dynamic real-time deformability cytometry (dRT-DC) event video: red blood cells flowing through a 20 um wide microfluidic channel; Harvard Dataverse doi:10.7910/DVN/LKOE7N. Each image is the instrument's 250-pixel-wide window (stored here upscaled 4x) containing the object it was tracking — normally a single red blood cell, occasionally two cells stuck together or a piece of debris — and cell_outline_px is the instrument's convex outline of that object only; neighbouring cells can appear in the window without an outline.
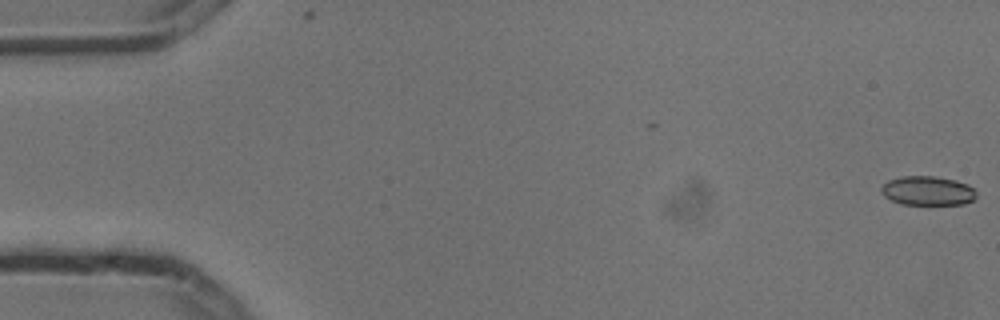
{"species": "common noctule bat (a hibernating species)", "species_latin": "Nyctalus noctula", "temperature_condition": "cold", "stored_images_in_passage": 8, "camera_frame_rate_fps": 3000, "um_per_image_px": 0.085, "animal": {"sex": "male", "body_mass_g": 13.3}, "frame": {"image": 1, "passage_image": 1, "time_ms": 0.0, "image_size_px": [1000, 320], "cell_outline_px": [[976, 200], [964, 204], [900, 204], [884, 196], [880, 192], [880, 188], [888, 180], [900, 176], [932, 176], [956, 180], [968, 184], [976, 192]], "centroid_in_image_um": [78.85, 16.21], "position_along_channel_um": 6.1, "area_um2": 16.3}}
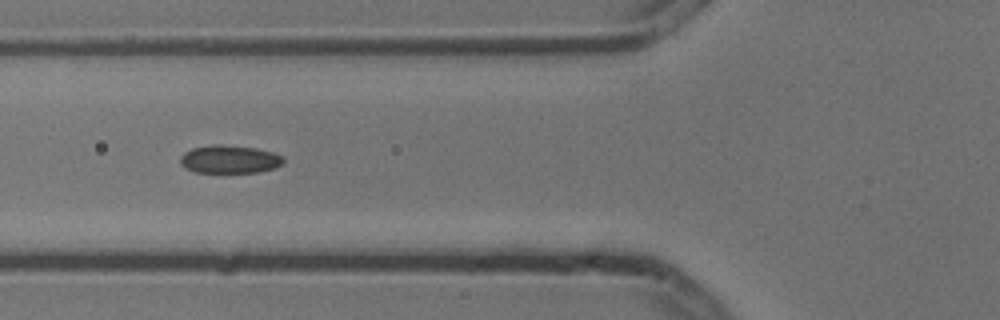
{"frame": {"image": 2, "passage_image": 6, "time_ms": 1.667, "image_size_px": [1000, 320], "cell_outline_px": [[284, 160], [276, 168], [260, 172], [196, 172], [184, 168], [180, 164], [180, 156], [184, 152], [192, 148], [216, 144], [220, 144], [256, 148], [272, 152], [284, 156]], "centroid_in_image_um": [19.5, 13.54], "position_along_channel_um": 106.3, "area_um2": 16.94}}
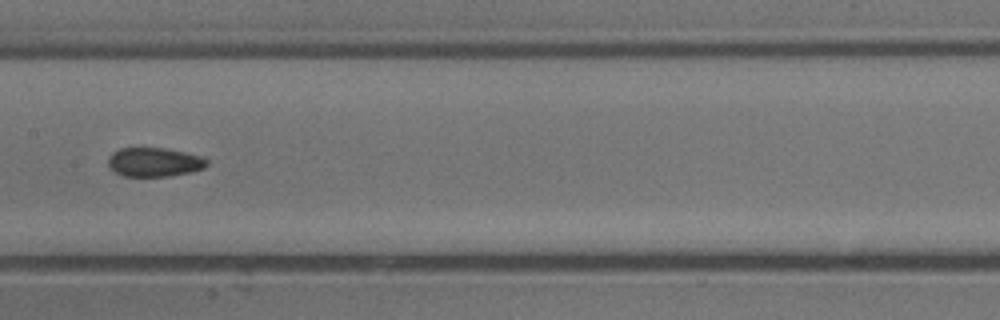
{"frame": {"image": 3, "passage_image": 8, "time_ms": 2.333, "image_size_px": [1000, 320], "cell_outline_px": [[208, 164], [204, 168], [188, 172], [168, 176], [124, 176], [108, 168], [108, 160], [112, 152], [120, 148], [164, 148], [184, 152], [200, 156], [208, 160]], "centroid_in_image_um": [13.09, 13.78], "position_along_channel_um": 194.3, "area_um2": 16.59}}